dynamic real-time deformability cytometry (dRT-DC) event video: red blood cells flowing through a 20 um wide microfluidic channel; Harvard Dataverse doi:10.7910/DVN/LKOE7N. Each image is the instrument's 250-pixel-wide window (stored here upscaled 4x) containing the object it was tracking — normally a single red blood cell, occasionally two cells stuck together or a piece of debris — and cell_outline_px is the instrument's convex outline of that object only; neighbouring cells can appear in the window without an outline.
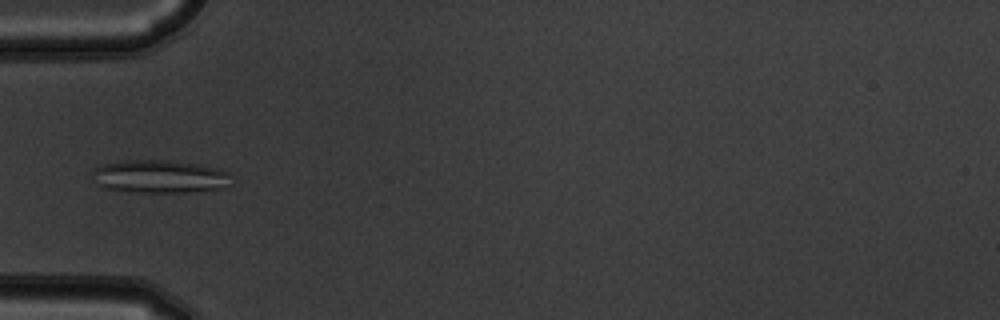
{"species": "common noctule bat (a hibernating species)", "species_latin": "Nyctalus noctula", "temperature_condition": "warm", "stored_images_in_passage": 5, "camera_frame_rate_fps": 3000, "um_per_image_px": 0.085, "animal": {"sex": "male", "body_mass_g": 19.5, "forearm_length_mm": 54.6}, "frame": {"image": 1, "passage_image": 5, "time_ms": 1.333, "image_size_px": [1000, 320], "cell_outline_px": [[232, 184], [220, 188], [188, 192], [132, 192], [104, 188], [96, 184], [92, 172], [92, 168], [100, 164], [124, 160], [172, 160], [200, 164], [220, 168], [228, 172]], "centroid_in_image_um": [13.55, 14.99], "position_along_channel_um": 71.5, "area_um2": 27.17}}